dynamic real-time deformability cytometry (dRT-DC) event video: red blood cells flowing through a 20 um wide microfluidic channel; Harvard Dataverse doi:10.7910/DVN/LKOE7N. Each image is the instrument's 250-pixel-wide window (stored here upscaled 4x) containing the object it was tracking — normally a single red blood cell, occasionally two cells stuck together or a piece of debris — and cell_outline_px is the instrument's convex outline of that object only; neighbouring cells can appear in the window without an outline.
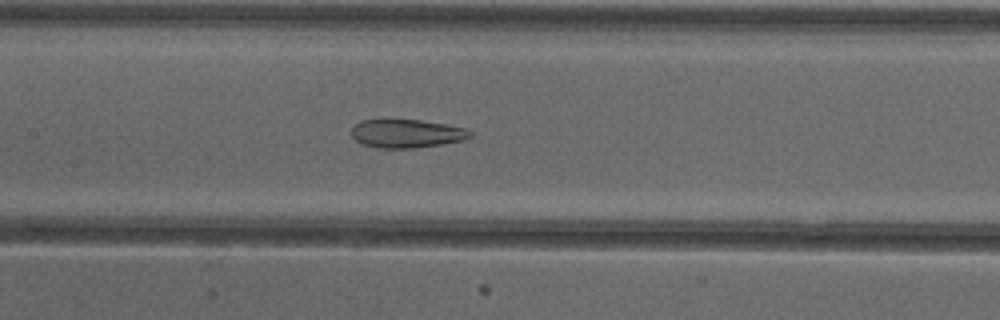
{"species": "common noctule bat (a hibernating species)", "species_latin": "Nyctalus noctula", "temperature_condition": "cold", "stored_images_in_passage": 52, "camera_frame_rate_fps": 3000, "um_per_image_px": 0.085, "animal": {"sex": "female"}, "frame": {"image": 1, "passage_image": 25, "time_ms": 8.0, "image_size_px": [1000, 320], "cell_outline_px": [[472, 136], [464, 140], [416, 148], [376, 148], [364, 144], [356, 140], [352, 136], [352, 128], [360, 120], [380, 116], [388, 116], [420, 120], [468, 128], [472, 132]], "centroid_in_image_um": [34.51, 11.29], "position_along_channel_um": 172.9, "area_um2": 20.58}}
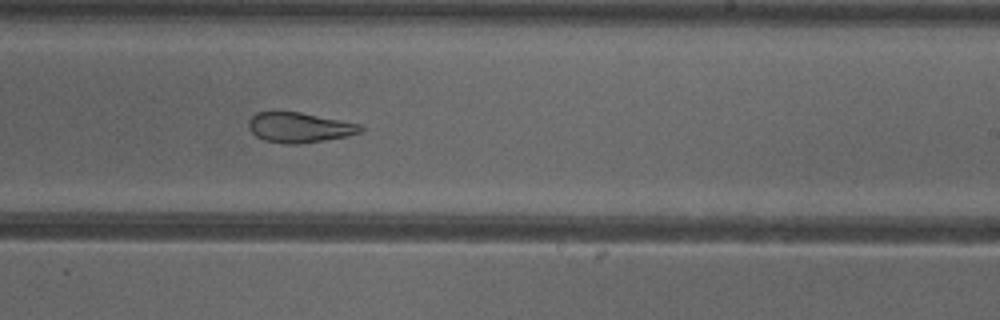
{"frame": {"image": 2, "passage_image": 32, "time_ms": 10.333, "image_size_px": [1000, 320], "cell_outline_px": [[364, 128], [360, 132], [348, 136], [324, 140], [296, 144], [284, 144], [264, 140], [256, 136], [248, 128], [248, 120], [256, 112], [272, 108], [300, 112], [360, 124]], "centroid_in_image_um": [25.36, 10.79], "position_along_channel_um": 263.6, "area_um2": 20.17}}
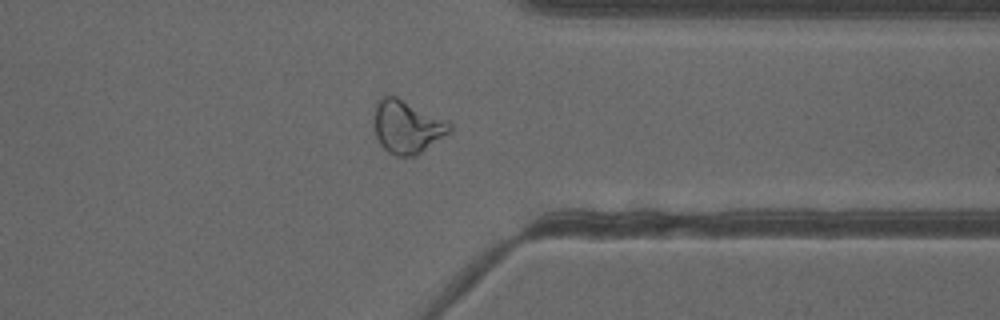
{"frame": {"image": 3, "passage_image": 41, "time_ms": 13.333, "image_size_px": [1000, 320], "cell_outline_px": [[452, 132], [416, 156], [396, 156], [388, 152], [380, 144], [376, 136], [372, 120], [372, 116], [376, 100], [384, 96], [396, 96], [448, 120], [452, 124]], "centroid_in_image_um": [34.59, 10.77], "position_along_channel_um": 376.8, "area_um2": 23.99}, "authors_computed_cell_mechanics": {"area_um2": 25.1719, "velocity_mm_per_s": 3.9172, "shape_relaxation_time_tau1_ms": null, "shape_relaxation_time_tau2_ms": 2.268, "deformation_change_tau1": null, "deformation_change_tau2": 0.1128}}